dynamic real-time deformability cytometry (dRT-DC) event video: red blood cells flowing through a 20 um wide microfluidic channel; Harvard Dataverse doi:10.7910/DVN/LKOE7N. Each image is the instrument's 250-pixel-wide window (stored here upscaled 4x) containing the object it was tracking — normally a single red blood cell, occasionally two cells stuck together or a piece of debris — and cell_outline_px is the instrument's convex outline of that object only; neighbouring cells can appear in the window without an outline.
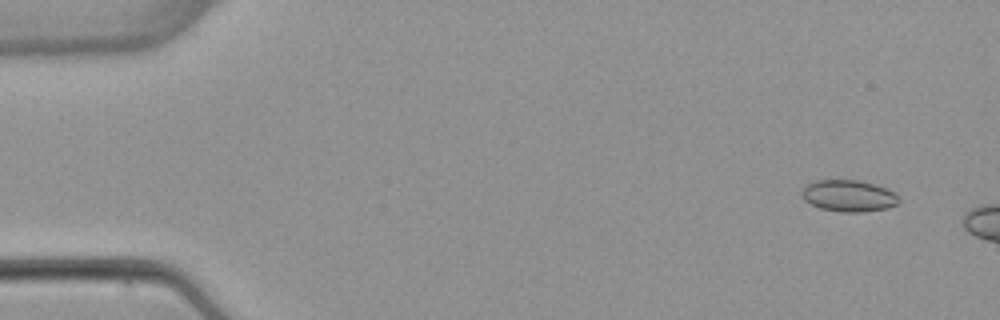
{"species": "common noctule bat (a hibernating species)", "species_latin": "Nyctalus noctula", "temperature_condition": "warm", "stored_images_in_passage": 3, "camera_frame_rate_fps": 3000, "um_per_image_px": 0.085, "animal": {"sex": "female", "body_mass_g": 22.7, "forearm_length_mm": 54.2}, "frame": {"image": 1, "passage_image": 1, "time_ms": 0.0, "image_size_px": [1000, 320], "cell_outline_px": [[900, 200], [896, 204], [888, 208], [860, 212], [840, 212], [820, 208], [804, 200], [800, 196], [800, 192], [808, 184], [816, 180], [860, 180], [896, 192], [900, 196]], "centroid_in_image_um": [72.14, 16.65], "position_along_channel_um": 12.9, "area_um2": 17.92}}